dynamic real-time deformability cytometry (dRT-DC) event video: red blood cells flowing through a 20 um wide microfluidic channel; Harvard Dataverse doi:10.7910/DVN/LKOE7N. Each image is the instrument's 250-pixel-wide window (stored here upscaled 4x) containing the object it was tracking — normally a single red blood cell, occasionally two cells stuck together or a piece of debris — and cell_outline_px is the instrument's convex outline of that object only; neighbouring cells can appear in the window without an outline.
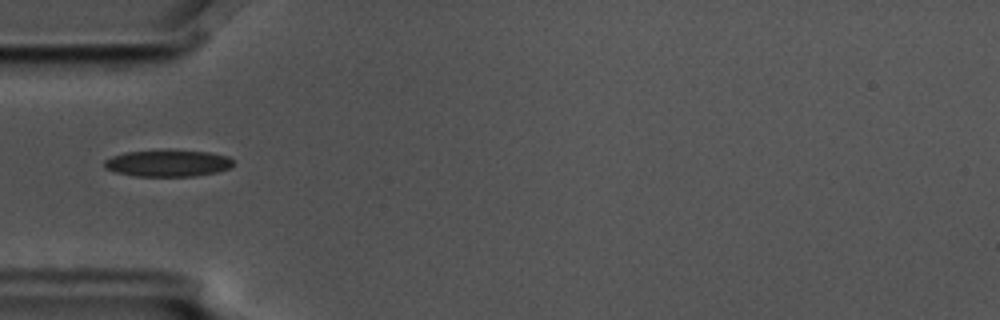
{"species": "common noctule bat (a hibernating species)", "species_latin": "Nyctalus noctula", "temperature_condition": "cold", "stored_images_in_passage": 31, "camera_frame_rate_fps": 3000, "um_per_image_px": 0.085, "animal": {"sex": "male", "body_mass_g": 17.5, "forearm_length_mm": 52.3}, "frame": {"image": 1, "passage_image": 1, "time_ms": 0.0, "image_size_px": [1000, 320], "cell_outline_px": [[232, 168], [216, 172], [196, 176], [132, 176], [116, 172], [104, 168], [104, 160], [112, 156], [124, 152], [164, 148], [168, 148], [208, 152], [228, 156], [232, 160]], "centroid_in_image_um": [14.24, 13.84], "position_along_channel_um": 70.8, "area_um2": 20.75}}
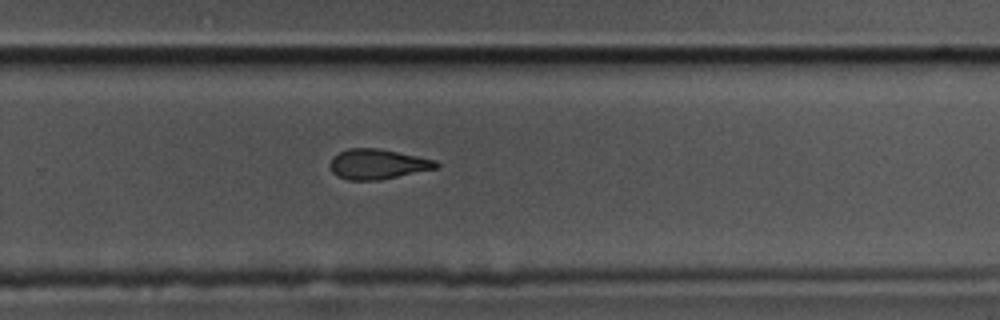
{"frame": {"image": 2, "passage_image": 20, "time_ms": 6.333, "image_size_px": [1000, 320], "cell_outline_px": [[440, 164], [436, 168], [380, 180], [348, 180], [336, 176], [332, 172], [332, 156], [348, 148], [380, 148], [436, 160]], "centroid_in_image_um": [32.1, 13.95], "position_along_channel_um": 297.7, "area_um2": 18.5}}
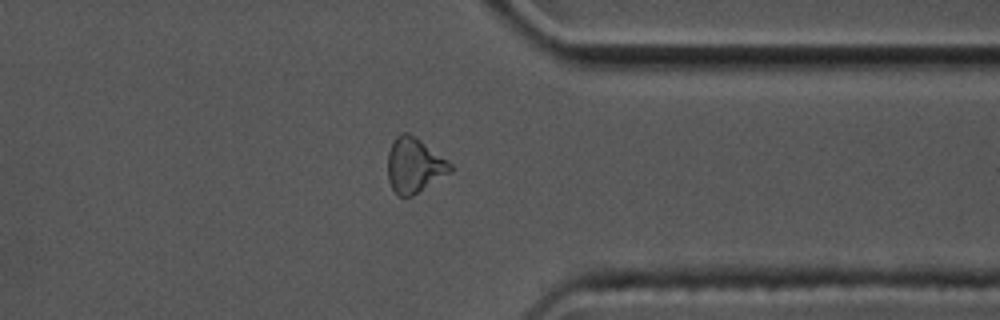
{"frame": {"image": 3, "passage_image": 27, "time_ms": 8.667, "image_size_px": [1000, 320], "cell_outline_px": [[452, 172], [412, 196], [400, 196], [392, 188], [388, 180], [388, 152], [396, 136], [400, 132], [408, 132], [416, 136], [448, 160], [452, 164]], "centroid_in_image_um": [35.23, 14.03], "position_along_channel_um": 376.2, "area_um2": 20.11}}